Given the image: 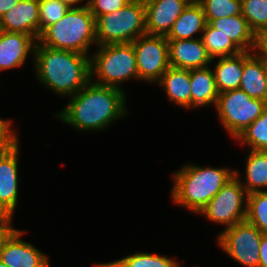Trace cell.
<instances>
[{
    "label": "cell",
    "mask_w": 267,
    "mask_h": 267,
    "mask_svg": "<svg viewBox=\"0 0 267 267\" xmlns=\"http://www.w3.org/2000/svg\"><path fill=\"white\" fill-rule=\"evenodd\" d=\"M124 90L90 81L54 117L79 132L103 131L129 113Z\"/></svg>",
    "instance_id": "6da1fadb"
},
{
    "label": "cell",
    "mask_w": 267,
    "mask_h": 267,
    "mask_svg": "<svg viewBox=\"0 0 267 267\" xmlns=\"http://www.w3.org/2000/svg\"><path fill=\"white\" fill-rule=\"evenodd\" d=\"M36 80L56 95L71 97L91 81L90 56L71 50L35 46Z\"/></svg>",
    "instance_id": "7a4b0ae2"
},
{
    "label": "cell",
    "mask_w": 267,
    "mask_h": 267,
    "mask_svg": "<svg viewBox=\"0 0 267 267\" xmlns=\"http://www.w3.org/2000/svg\"><path fill=\"white\" fill-rule=\"evenodd\" d=\"M234 175L229 167L185 164L173 174L170 197L175 205L198 214Z\"/></svg>",
    "instance_id": "3957f363"
},
{
    "label": "cell",
    "mask_w": 267,
    "mask_h": 267,
    "mask_svg": "<svg viewBox=\"0 0 267 267\" xmlns=\"http://www.w3.org/2000/svg\"><path fill=\"white\" fill-rule=\"evenodd\" d=\"M38 42L53 49L90 56V46H97L95 17L87 6L70 8L60 20L40 34Z\"/></svg>",
    "instance_id": "277c9868"
},
{
    "label": "cell",
    "mask_w": 267,
    "mask_h": 267,
    "mask_svg": "<svg viewBox=\"0 0 267 267\" xmlns=\"http://www.w3.org/2000/svg\"><path fill=\"white\" fill-rule=\"evenodd\" d=\"M90 55L91 82L122 89L123 82L139 80L132 43L97 45ZM120 85V86H119Z\"/></svg>",
    "instance_id": "5b68a950"
},
{
    "label": "cell",
    "mask_w": 267,
    "mask_h": 267,
    "mask_svg": "<svg viewBox=\"0 0 267 267\" xmlns=\"http://www.w3.org/2000/svg\"><path fill=\"white\" fill-rule=\"evenodd\" d=\"M97 45L132 43L147 34L144 0H132L117 11L95 19Z\"/></svg>",
    "instance_id": "8992f818"
},
{
    "label": "cell",
    "mask_w": 267,
    "mask_h": 267,
    "mask_svg": "<svg viewBox=\"0 0 267 267\" xmlns=\"http://www.w3.org/2000/svg\"><path fill=\"white\" fill-rule=\"evenodd\" d=\"M266 102L241 89L219 93L215 110L222 127L234 140L263 112Z\"/></svg>",
    "instance_id": "52a82bcc"
},
{
    "label": "cell",
    "mask_w": 267,
    "mask_h": 267,
    "mask_svg": "<svg viewBox=\"0 0 267 267\" xmlns=\"http://www.w3.org/2000/svg\"><path fill=\"white\" fill-rule=\"evenodd\" d=\"M234 170L235 175L198 213L212 223L223 225L224 229L245 221L246 218L248 193L241 184L240 172Z\"/></svg>",
    "instance_id": "ba28073f"
},
{
    "label": "cell",
    "mask_w": 267,
    "mask_h": 267,
    "mask_svg": "<svg viewBox=\"0 0 267 267\" xmlns=\"http://www.w3.org/2000/svg\"><path fill=\"white\" fill-rule=\"evenodd\" d=\"M263 233L248 221L220 231L217 244L224 253L244 267H259V247Z\"/></svg>",
    "instance_id": "9c48e42d"
},
{
    "label": "cell",
    "mask_w": 267,
    "mask_h": 267,
    "mask_svg": "<svg viewBox=\"0 0 267 267\" xmlns=\"http://www.w3.org/2000/svg\"><path fill=\"white\" fill-rule=\"evenodd\" d=\"M139 81L157 83L170 67L168 40L163 35L145 34L132 42Z\"/></svg>",
    "instance_id": "30bf717a"
},
{
    "label": "cell",
    "mask_w": 267,
    "mask_h": 267,
    "mask_svg": "<svg viewBox=\"0 0 267 267\" xmlns=\"http://www.w3.org/2000/svg\"><path fill=\"white\" fill-rule=\"evenodd\" d=\"M25 231L17 229L0 250V260L8 267H51L49 256L22 239Z\"/></svg>",
    "instance_id": "8fae6325"
},
{
    "label": "cell",
    "mask_w": 267,
    "mask_h": 267,
    "mask_svg": "<svg viewBox=\"0 0 267 267\" xmlns=\"http://www.w3.org/2000/svg\"><path fill=\"white\" fill-rule=\"evenodd\" d=\"M19 142L6 154L0 156V213L15 214L18 205Z\"/></svg>",
    "instance_id": "7c38bea8"
},
{
    "label": "cell",
    "mask_w": 267,
    "mask_h": 267,
    "mask_svg": "<svg viewBox=\"0 0 267 267\" xmlns=\"http://www.w3.org/2000/svg\"><path fill=\"white\" fill-rule=\"evenodd\" d=\"M192 0H144L146 32L166 36Z\"/></svg>",
    "instance_id": "4fadbf2b"
},
{
    "label": "cell",
    "mask_w": 267,
    "mask_h": 267,
    "mask_svg": "<svg viewBox=\"0 0 267 267\" xmlns=\"http://www.w3.org/2000/svg\"><path fill=\"white\" fill-rule=\"evenodd\" d=\"M37 41L20 32L2 31L0 34V72L19 68L28 55L34 56Z\"/></svg>",
    "instance_id": "5bb4252c"
},
{
    "label": "cell",
    "mask_w": 267,
    "mask_h": 267,
    "mask_svg": "<svg viewBox=\"0 0 267 267\" xmlns=\"http://www.w3.org/2000/svg\"><path fill=\"white\" fill-rule=\"evenodd\" d=\"M2 31L20 32L39 39V0H19L0 17Z\"/></svg>",
    "instance_id": "9a60e30c"
},
{
    "label": "cell",
    "mask_w": 267,
    "mask_h": 267,
    "mask_svg": "<svg viewBox=\"0 0 267 267\" xmlns=\"http://www.w3.org/2000/svg\"><path fill=\"white\" fill-rule=\"evenodd\" d=\"M170 66L179 69H197L211 66L201 38L168 40Z\"/></svg>",
    "instance_id": "2e32d148"
},
{
    "label": "cell",
    "mask_w": 267,
    "mask_h": 267,
    "mask_svg": "<svg viewBox=\"0 0 267 267\" xmlns=\"http://www.w3.org/2000/svg\"><path fill=\"white\" fill-rule=\"evenodd\" d=\"M206 25V16L202 6L197 0H192L174 22L171 30L165 37L167 40L201 38ZM198 33L200 35L195 37Z\"/></svg>",
    "instance_id": "e0dca14e"
},
{
    "label": "cell",
    "mask_w": 267,
    "mask_h": 267,
    "mask_svg": "<svg viewBox=\"0 0 267 267\" xmlns=\"http://www.w3.org/2000/svg\"><path fill=\"white\" fill-rule=\"evenodd\" d=\"M157 84L174 106L191 109L190 70L170 66Z\"/></svg>",
    "instance_id": "ac0fdd59"
},
{
    "label": "cell",
    "mask_w": 267,
    "mask_h": 267,
    "mask_svg": "<svg viewBox=\"0 0 267 267\" xmlns=\"http://www.w3.org/2000/svg\"><path fill=\"white\" fill-rule=\"evenodd\" d=\"M191 108L216 105L219 91L210 66L190 70Z\"/></svg>",
    "instance_id": "d6986e66"
},
{
    "label": "cell",
    "mask_w": 267,
    "mask_h": 267,
    "mask_svg": "<svg viewBox=\"0 0 267 267\" xmlns=\"http://www.w3.org/2000/svg\"><path fill=\"white\" fill-rule=\"evenodd\" d=\"M208 24L228 36L242 51H254L256 35L242 14L214 19Z\"/></svg>",
    "instance_id": "ffe728a7"
},
{
    "label": "cell",
    "mask_w": 267,
    "mask_h": 267,
    "mask_svg": "<svg viewBox=\"0 0 267 267\" xmlns=\"http://www.w3.org/2000/svg\"><path fill=\"white\" fill-rule=\"evenodd\" d=\"M217 60L212 67L219 93L240 88V82L245 62V51L233 56L212 59Z\"/></svg>",
    "instance_id": "44dd1931"
},
{
    "label": "cell",
    "mask_w": 267,
    "mask_h": 267,
    "mask_svg": "<svg viewBox=\"0 0 267 267\" xmlns=\"http://www.w3.org/2000/svg\"><path fill=\"white\" fill-rule=\"evenodd\" d=\"M239 89L245 91L251 98L265 101L266 81L263 59L254 51H245V62Z\"/></svg>",
    "instance_id": "7402d4cb"
},
{
    "label": "cell",
    "mask_w": 267,
    "mask_h": 267,
    "mask_svg": "<svg viewBox=\"0 0 267 267\" xmlns=\"http://www.w3.org/2000/svg\"><path fill=\"white\" fill-rule=\"evenodd\" d=\"M248 151L245 160V179L241 184L248 194L267 191V151Z\"/></svg>",
    "instance_id": "603a6c76"
},
{
    "label": "cell",
    "mask_w": 267,
    "mask_h": 267,
    "mask_svg": "<svg viewBox=\"0 0 267 267\" xmlns=\"http://www.w3.org/2000/svg\"><path fill=\"white\" fill-rule=\"evenodd\" d=\"M95 267H181V263L172 256L135 252L131 255L106 263L94 264Z\"/></svg>",
    "instance_id": "cb8c5ba5"
},
{
    "label": "cell",
    "mask_w": 267,
    "mask_h": 267,
    "mask_svg": "<svg viewBox=\"0 0 267 267\" xmlns=\"http://www.w3.org/2000/svg\"><path fill=\"white\" fill-rule=\"evenodd\" d=\"M201 39L211 59L233 56L242 52L228 36L217 32V29L212 28L208 23L204 28Z\"/></svg>",
    "instance_id": "d4e9b609"
},
{
    "label": "cell",
    "mask_w": 267,
    "mask_h": 267,
    "mask_svg": "<svg viewBox=\"0 0 267 267\" xmlns=\"http://www.w3.org/2000/svg\"><path fill=\"white\" fill-rule=\"evenodd\" d=\"M249 150L267 151V104L262 114L252 122L237 138Z\"/></svg>",
    "instance_id": "484cf974"
},
{
    "label": "cell",
    "mask_w": 267,
    "mask_h": 267,
    "mask_svg": "<svg viewBox=\"0 0 267 267\" xmlns=\"http://www.w3.org/2000/svg\"><path fill=\"white\" fill-rule=\"evenodd\" d=\"M245 220L267 234V191L248 194Z\"/></svg>",
    "instance_id": "4316f807"
},
{
    "label": "cell",
    "mask_w": 267,
    "mask_h": 267,
    "mask_svg": "<svg viewBox=\"0 0 267 267\" xmlns=\"http://www.w3.org/2000/svg\"><path fill=\"white\" fill-rule=\"evenodd\" d=\"M242 16L255 35L267 30V0H241Z\"/></svg>",
    "instance_id": "83f0119b"
},
{
    "label": "cell",
    "mask_w": 267,
    "mask_h": 267,
    "mask_svg": "<svg viewBox=\"0 0 267 267\" xmlns=\"http://www.w3.org/2000/svg\"><path fill=\"white\" fill-rule=\"evenodd\" d=\"M207 23L214 19L242 14L241 0H197Z\"/></svg>",
    "instance_id": "f1b7e54d"
},
{
    "label": "cell",
    "mask_w": 267,
    "mask_h": 267,
    "mask_svg": "<svg viewBox=\"0 0 267 267\" xmlns=\"http://www.w3.org/2000/svg\"><path fill=\"white\" fill-rule=\"evenodd\" d=\"M70 9L60 0H39V37L50 25L60 20Z\"/></svg>",
    "instance_id": "f546056e"
},
{
    "label": "cell",
    "mask_w": 267,
    "mask_h": 267,
    "mask_svg": "<svg viewBox=\"0 0 267 267\" xmlns=\"http://www.w3.org/2000/svg\"><path fill=\"white\" fill-rule=\"evenodd\" d=\"M11 119L0 118V156L6 154L18 142L17 129L12 127Z\"/></svg>",
    "instance_id": "4dcf8cb0"
},
{
    "label": "cell",
    "mask_w": 267,
    "mask_h": 267,
    "mask_svg": "<svg viewBox=\"0 0 267 267\" xmlns=\"http://www.w3.org/2000/svg\"><path fill=\"white\" fill-rule=\"evenodd\" d=\"M87 1H88L87 7L96 19L98 16L105 15L125 7L132 0H87Z\"/></svg>",
    "instance_id": "1f68e13d"
},
{
    "label": "cell",
    "mask_w": 267,
    "mask_h": 267,
    "mask_svg": "<svg viewBox=\"0 0 267 267\" xmlns=\"http://www.w3.org/2000/svg\"><path fill=\"white\" fill-rule=\"evenodd\" d=\"M13 215L0 213V250L4 247L5 242L17 230L12 227Z\"/></svg>",
    "instance_id": "d6a6232c"
},
{
    "label": "cell",
    "mask_w": 267,
    "mask_h": 267,
    "mask_svg": "<svg viewBox=\"0 0 267 267\" xmlns=\"http://www.w3.org/2000/svg\"><path fill=\"white\" fill-rule=\"evenodd\" d=\"M254 52L263 60H267V30L256 34Z\"/></svg>",
    "instance_id": "836d02e7"
},
{
    "label": "cell",
    "mask_w": 267,
    "mask_h": 267,
    "mask_svg": "<svg viewBox=\"0 0 267 267\" xmlns=\"http://www.w3.org/2000/svg\"><path fill=\"white\" fill-rule=\"evenodd\" d=\"M259 267H267V234L263 233L259 247Z\"/></svg>",
    "instance_id": "e575fe53"
},
{
    "label": "cell",
    "mask_w": 267,
    "mask_h": 267,
    "mask_svg": "<svg viewBox=\"0 0 267 267\" xmlns=\"http://www.w3.org/2000/svg\"><path fill=\"white\" fill-rule=\"evenodd\" d=\"M19 0H0V17L17 5Z\"/></svg>",
    "instance_id": "d590c367"
},
{
    "label": "cell",
    "mask_w": 267,
    "mask_h": 267,
    "mask_svg": "<svg viewBox=\"0 0 267 267\" xmlns=\"http://www.w3.org/2000/svg\"><path fill=\"white\" fill-rule=\"evenodd\" d=\"M60 1L63 2L64 4H66L70 8L85 7V6H87V2H88V1H85V4L82 5V3H80V2H82L84 0H60ZM79 4H81V5H79Z\"/></svg>",
    "instance_id": "8d00e7d4"
},
{
    "label": "cell",
    "mask_w": 267,
    "mask_h": 267,
    "mask_svg": "<svg viewBox=\"0 0 267 267\" xmlns=\"http://www.w3.org/2000/svg\"><path fill=\"white\" fill-rule=\"evenodd\" d=\"M263 65H264V74H265V81H266L265 102L267 104V60H263Z\"/></svg>",
    "instance_id": "74e56055"
},
{
    "label": "cell",
    "mask_w": 267,
    "mask_h": 267,
    "mask_svg": "<svg viewBox=\"0 0 267 267\" xmlns=\"http://www.w3.org/2000/svg\"><path fill=\"white\" fill-rule=\"evenodd\" d=\"M0 267H8V266L0 260Z\"/></svg>",
    "instance_id": "f35d334b"
}]
</instances>
